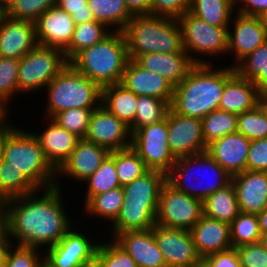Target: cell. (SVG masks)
<instances>
[{"label":"cell","instance_id":"obj_1","mask_svg":"<svg viewBox=\"0 0 267 267\" xmlns=\"http://www.w3.org/2000/svg\"><path fill=\"white\" fill-rule=\"evenodd\" d=\"M62 190L56 186L38 189L7 201L5 227L12 244L45 251L73 227L64 207Z\"/></svg>","mask_w":267,"mask_h":267},{"label":"cell","instance_id":"obj_2","mask_svg":"<svg viewBox=\"0 0 267 267\" xmlns=\"http://www.w3.org/2000/svg\"><path fill=\"white\" fill-rule=\"evenodd\" d=\"M225 84L226 66L195 64L174 88L170 107L183 116L202 119L219 109Z\"/></svg>","mask_w":267,"mask_h":267},{"label":"cell","instance_id":"obj_3","mask_svg":"<svg viewBox=\"0 0 267 267\" xmlns=\"http://www.w3.org/2000/svg\"><path fill=\"white\" fill-rule=\"evenodd\" d=\"M129 59L146 53H178L183 48L178 19L154 15H134L123 30Z\"/></svg>","mask_w":267,"mask_h":267},{"label":"cell","instance_id":"obj_4","mask_svg":"<svg viewBox=\"0 0 267 267\" xmlns=\"http://www.w3.org/2000/svg\"><path fill=\"white\" fill-rule=\"evenodd\" d=\"M123 32H112L104 40L78 52L69 64L101 89L121 82L129 61Z\"/></svg>","mask_w":267,"mask_h":267},{"label":"cell","instance_id":"obj_5","mask_svg":"<svg viewBox=\"0 0 267 267\" xmlns=\"http://www.w3.org/2000/svg\"><path fill=\"white\" fill-rule=\"evenodd\" d=\"M167 182L176 190L204 201L230 184L232 176L204 152L178 158L167 174Z\"/></svg>","mask_w":267,"mask_h":267},{"label":"cell","instance_id":"obj_6","mask_svg":"<svg viewBox=\"0 0 267 267\" xmlns=\"http://www.w3.org/2000/svg\"><path fill=\"white\" fill-rule=\"evenodd\" d=\"M2 159L21 171L37 189L56 186V170L46 160L33 132L15 127L4 141Z\"/></svg>","mask_w":267,"mask_h":267},{"label":"cell","instance_id":"obj_7","mask_svg":"<svg viewBox=\"0 0 267 267\" xmlns=\"http://www.w3.org/2000/svg\"><path fill=\"white\" fill-rule=\"evenodd\" d=\"M45 90L48 94L46 119L70 108H97L101 104L102 89L69 63Z\"/></svg>","mask_w":267,"mask_h":267},{"label":"cell","instance_id":"obj_8","mask_svg":"<svg viewBox=\"0 0 267 267\" xmlns=\"http://www.w3.org/2000/svg\"><path fill=\"white\" fill-rule=\"evenodd\" d=\"M178 21L182 30L183 48L194 64H212L211 59H204L205 56L214 58L227 55L228 27L210 25L189 11ZM201 55L204 57L201 58Z\"/></svg>","mask_w":267,"mask_h":267},{"label":"cell","instance_id":"obj_9","mask_svg":"<svg viewBox=\"0 0 267 267\" xmlns=\"http://www.w3.org/2000/svg\"><path fill=\"white\" fill-rule=\"evenodd\" d=\"M68 63L63 50L37 45L20 59L19 93L42 91Z\"/></svg>","mask_w":267,"mask_h":267},{"label":"cell","instance_id":"obj_10","mask_svg":"<svg viewBox=\"0 0 267 267\" xmlns=\"http://www.w3.org/2000/svg\"><path fill=\"white\" fill-rule=\"evenodd\" d=\"M131 147L144 161L148 170H156L166 175L176 163L168 143V123L163 121L137 129L132 134Z\"/></svg>","mask_w":267,"mask_h":267},{"label":"cell","instance_id":"obj_11","mask_svg":"<svg viewBox=\"0 0 267 267\" xmlns=\"http://www.w3.org/2000/svg\"><path fill=\"white\" fill-rule=\"evenodd\" d=\"M203 215V201L166 182L161 189L156 224L190 230Z\"/></svg>","mask_w":267,"mask_h":267},{"label":"cell","instance_id":"obj_12","mask_svg":"<svg viewBox=\"0 0 267 267\" xmlns=\"http://www.w3.org/2000/svg\"><path fill=\"white\" fill-rule=\"evenodd\" d=\"M75 225L57 244L45 250L44 267H81L96 257L98 241L89 238L91 234L78 231Z\"/></svg>","mask_w":267,"mask_h":267},{"label":"cell","instance_id":"obj_13","mask_svg":"<svg viewBox=\"0 0 267 267\" xmlns=\"http://www.w3.org/2000/svg\"><path fill=\"white\" fill-rule=\"evenodd\" d=\"M152 231L167 267H191L202 261L190 230L155 224Z\"/></svg>","mask_w":267,"mask_h":267},{"label":"cell","instance_id":"obj_14","mask_svg":"<svg viewBox=\"0 0 267 267\" xmlns=\"http://www.w3.org/2000/svg\"><path fill=\"white\" fill-rule=\"evenodd\" d=\"M166 120L168 143L176 159L206 152L201 119L183 116L170 107Z\"/></svg>","mask_w":267,"mask_h":267},{"label":"cell","instance_id":"obj_15","mask_svg":"<svg viewBox=\"0 0 267 267\" xmlns=\"http://www.w3.org/2000/svg\"><path fill=\"white\" fill-rule=\"evenodd\" d=\"M84 140L99 144L111 152L131 147L132 134L125 123L100 104L91 113Z\"/></svg>","mask_w":267,"mask_h":267},{"label":"cell","instance_id":"obj_16","mask_svg":"<svg viewBox=\"0 0 267 267\" xmlns=\"http://www.w3.org/2000/svg\"><path fill=\"white\" fill-rule=\"evenodd\" d=\"M266 41L267 33L258 17L236 14L235 12L231 18L227 36V54L230 55L231 53L235 58L234 64L231 66L235 67L243 58Z\"/></svg>","mask_w":267,"mask_h":267},{"label":"cell","instance_id":"obj_17","mask_svg":"<svg viewBox=\"0 0 267 267\" xmlns=\"http://www.w3.org/2000/svg\"><path fill=\"white\" fill-rule=\"evenodd\" d=\"M109 154L107 148L80 139L69 158L56 171V187H62L60 179L64 176L82 183L96 171Z\"/></svg>","mask_w":267,"mask_h":267},{"label":"cell","instance_id":"obj_18","mask_svg":"<svg viewBox=\"0 0 267 267\" xmlns=\"http://www.w3.org/2000/svg\"><path fill=\"white\" fill-rule=\"evenodd\" d=\"M34 25L38 45L63 51L70 45L75 29L72 16L58 5L42 13Z\"/></svg>","mask_w":267,"mask_h":267},{"label":"cell","instance_id":"obj_19","mask_svg":"<svg viewBox=\"0 0 267 267\" xmlns=\"http://www.w3.org/2000/svg\"><path fill=\"white\" fill-rule=\"evenodd\" d=\"M38 45L34 22L7 14L0 23V57L21 59Z\"/></svg>","mask_w":267,"mask_h":267},{"label":"cell","instance_id":"obj_20","mask_svg":"<svg viewBox=\"0 0 267 267\" xmlns=\"http://www.w3.org/2000/svg\"><path fill=\"white\" fill-rule=\"evenodd\" d=\"M120 84L137 96H153L172 103L174 87L166 78L142 68L134 59L128 61Z\"/></svg>","mask_w":267,"mask_h":267},{"label":"cell","instance_id":"obj_21","mask_svg":"<svg viewBox=\"0 0 267 267\" xmlns=\"http://www.w3.org/2000/svg\"><path fill=\"white\" fill-rule=\"evenodd\" d=\"M240 212L259 214L267 208V172L245 170L232 176Z\"/></svg>","mask_w":267,"mask_h":267},{"label":"cell","instance_id":"obj_22","mask_svg":"<svg viewBox=\"0 0 267 267\" xmlns=\"http://www.w3.org/2000/svg\"><path fill=\"white\" fill-rule=\"evenodd\" d=\"M251 141L239 132L228 134L207 146L206 152L231 176L246 170Z\"/></svg>","mask_w":267,"mask_h":267},{"label":"cell","instance_id":"obj_23","mask_svg":"<svg viewBox=\"0 0 267 267\" xmlns=\"http://www.w3.org/2000/svg\"><path fill=\"white\" fill-rule=\"evenodd\" d=\"M261 91L251 82L242 78L232 66H226V84L222 93L219 110L241 114L257 106Z\"/></svg>","mask_w":267,"mask_h":267},{"label":"cell","instance_id":"obj_24","mask_svg":"<svg viewBox=\"0 0 267 267\" xmlns=\"http://www.w3.org/2000/svg\"><path fill=\"white\" fill-rule=\"evenodd\" d=\"M113 240L135 260L138 267H167L152 228L120 233Z\"/></svg>","mask_w":267,"mask_h":267},{"label":"cell","instance_id":"obj_25","mask_svg":"<svg viewBox=\"0 0 267 267\" xmlns=\"http://www.w3.org/2000/svg\"><path fill=\"white\" fill-rule=\"evenodd\" d=\"M47 122L44 130H41L42 133L33 134L38 139L46 160L57 171L69 158L80 138L61 127L52 118H48Z\"/></svg>","mask_w":267,"mask_h":267},{"label":"cell","instance_id":"obj_26","mask_svg":"<svg viewBox=\"0 0 267 267\" xmlns=\"http://www.w3.org/2000/svg\"><path fill=\"white\" fill-rule=\"evenodd\" d=\"M135 61L144 69L166 78L175 88L187 76L195 65L186 51L178 53H146L139 55Z\"/></svg>","mask_w":267,"mask_h":267},{"label":"cell","instance_id":"obj_27","mask_svg":"<svg viewBox=\"0 0 267 267\" xmlns=\"http://www.w3.org/2000/svg\"><path fill=\"white\" fill-rule=\"evenodd\" d=\"M198 255L204 257L232 248L229 224L204 214L190 229Z\"/></svg>","mask_w":267,"mask_h":267},{"label":"cell","instance_id":"obj_28","mask_svg":"<svg viewBox=\"0 0 267 267\" xmlns=\"http://www.w3.org/2000/svg\"><path fill=\"white\" fill-rule=\"evenodd\" d=\"M167 175L156 170H148L142 176L123 186L124 203L136 205H158L162 186Z\"/></svg>","mask_w":267,"mask_h":267},{"label":"cell","instance_id":"obj_29","mask_svg":"<svg viewBox=\"0 0 267 267\" xmlns=\"http://www.w3.org/2000/svg\"><path fill=\"white\" fill-rule=\"evenodd\" d=\"M158 205L123 204L110 230L113 239L127 231H146L156 224Z\"/></svg>","mask_w":267,"mask_h":267},{"label":"cell","instance_id":"obj_30","mask_svg":"<svg viewBox=\"0 0 267 267\" xmlns=\"http://www.w3.org/2000/svg\"><path fill=\"white\" fill-rule=\"evenodd\" d=\"M138 96L120 83L102 88L101 104L130 127L134 123Z\"/></svg>","mask_w":267,"mask_h":267},{"label":"cell","instance_id":"obj_31","mask_svg":"<svg viewBox=\"0 0 267 267\" xmlns=\"http://www.w3.org/2000/svg\"><path fill=\"white\" fill-rule=\"evenodd\" d=\"M95 21L105 24L113 32H123L134 16L124 0H87Z\"/></svg>","mask_w":267,"mask_h":267},{"label":"cell","instance_id":"obj_32","mask_svg":"<svg viewBox=\"0 0 267 267\" xmlns=\"http://www.w3.org/2000/svg\"><path fill=\"white\" fill-rule=\"evenodd\" d=\"M234 185L231 182L224 188L214 192L203 201V214L227 224L239 214Z\"/></svg>","mask_w":267,"mask_h":267},{"label":"cell","instance_id":"obj_33","mask_svg":"<svg viewBox=\"0 0 267 267\" xmlns=\"http://www.w3.org/2000/svg\"><path fill=\"white\" fill-rule=\"evenodd\" d=\"M235 10V0H190L189 12L217 27H229Z\"/></svg>","mask_w":267,"mask_h":267},{"label":"cell","instance_id":"obj_34","mask_svg":"<svg viewBox=\"0 0 267 267\" xmlns=\"http://www.w3.org/2000/svg\"><path fill=\"white\" fill-rule=\"evenodd\" d=\"M113 31L95 20L75 25L70 45L64 50L69 62L78 52L104 40Z\"/></svg>","mask_w":267,"mask_h":267},{"label":"cell","instance_id":"obj_35","mask_svg":"<svg viewBox=\"0 0 267 267\" xmlns=\"http://www.w3.org/2000/svg\"><path fill=\"white\" fill-rule=\"evenodd\" d=\"M123 186L100 193L92 197L85 205L84 212L92 218L96 216L113 223L119 215L120 209L124 203Z\"/></svg>","mask_w":267,"mask_h":267},{"label":"cell","instance_id":"obj_36","mask_svg":"<svg viewBox=\"0 0 267 267\" xmlns=\"http://www.w3.org/2000/svg\"><path fill=\"white\" fill-rule=\"evenodd\" d=\"M83 183L87 184L84 205L95 195L120 187L115 169V151H111L96 171Z\"/></svg>","mask_w":267,"mask_h":267},{"label":"cell","instance_id":"obj_37","mask_svg":"<svg viewBox=\"0 0 267 267\" xmlns=\"http://www.w3.org/2000/svg\"><path fill=\"white\" fill-rule=\"evenodd\" d=\"M235 71L260 91L267 86V41L243 58Z\"/></svg>","mask_w":267,"mask_h":267},{"label":"cell","instance_id":"obj_38","mask_svg":"<svg viewBox=\"0 0 267 267\" xmlns=\"http://www.w3.org/2000/svg\"><path fill=\"white\" fill-rule=\"evenodd\" d=\"M134 123L129 127L131 134L137 129L163 121L170 109V104L162 99L142 95L138 96Z\"/></svg>","mask_w":267,"mask_h":267},{"label":"cell","instance_id":"obj_39","mask_svg":"<svg viewBox=\"0 0 267 267\" xmlns=\"http://www.w3.org/2000/svg\"><path fill=\"white\" fill-rule=\"evenodd\" d=\"M238 114L215 110L202 118V130L205 146L225 135L237 132Z\"/></svg>","mask_w":267,"mask_h":267},{"label":"cell","instance_id":"obj_40","mask_svg":"<svg viewBox=\"0 0 267 267\" xmlns=\"http://www.w3.org/2000/svg\"><path fill=\"white\" fill-rule=\"evenodd\" d=\"M37 190L21 171L0 159V193L7 200L34 193Z\"/></svg>","mask_w":267,"mask_h":267},{"label":"cell","instance_id":"obj_41","mask_svg":"<svg viewBox=\"0 0 267 267\" xmlns=\"http://www.w3.org/2000/svg\"><path fill=\"white\" fill-rule=\"evenodd\" d=\"M232 248L256 243L261 240L257 214L239 212L229 225Z\"/></svg>","mask_w":267,"mask_h":267},{"label":"cell","instance_id":"obj_42","mask_svg":"<svg viewBox=\"0 0 267 267\" xmlns=\"http://www.w3.org/2000/svg\"><path fill=\"white\" fill-rule=\"evenodd\" d=\"M115 169L121 186L131 183L148 171L144 161L132 147L115 151Z\"/></svg>","mask_w":267,"mask_h":267},{"label":"cell","instance_id":"obj_43","mask_svg":"<svg viewBox=\"0 0 267 267\" xmlns=\"http://www.w3.org/2000/svg\"><path fill=\"white\" fill-rule=\"evenodd\" d=\"M19 64L20 59L0 57V105L6 110H9L13 96L21 95L18 89Z\"/></svg>","mask_w":267,"mask_h":267},{"label":"cell","instance_id":"obj_44","mask_svg":"<svg viewBox=\"0 0 267 267\" xmlns=\"http://www.w3.org/2000/svg\"><path fill=\"white\" fill-rule=\"evenodd\" d=\"M96 108H70L57 113L52 119L68 132L84 139L89 125L91 113Z\"/></svg>","mask_w":267,"mask_h":267},{"label":"cell","instance_id":"obj_45","mask_svg":"<svg viewBox=\"0 0 267 267\" xmlns=\"http://www.w3.org/2000/svg\"><path fill=\"white\" fill-rule=\"evenodd\" d=\"M237 132L247 137L250 141L267 138V120L258 106L238 114Z\"/></svg>","mask_w":267,"mask_h":267},{"label":"cell","instance_id":"obj_46","mask_svg":"<svg viewBox=\"0 0 267 267\" xmlns=\"http://www.w3.org/2000/svg\"><path fill=\"white\" fill-rule=\"evenodd\" d=\"M102 267H138L135 260L113 239L99 243L95 257Z\"/></svg>","mask_w":267,"mask_h":267},{"label":"cell","instance_id":"obj_47","mask_svg":"<svg viewBox=\"0 0 267 267\" xmlns=\"http://www.w3.org/2000/svg\"><path fill=\"white\" fill-rule=\"evenodd\" d=\"M44 250L14 245L8 248L4 267H44Z\"/></svg>","mask_w":267,"mask_h":267},{"label":"cell","instance_id":"obj_48","mask_svg":"<svg viewBox=\"0 0 267 267\" xmlns=\"http://www.w3.org/2000/svg\"><path fill=\"white\" fill-rule=\"evenodd\" d=\"M55 5L57 0H20L6 14L14 19L34 22L42 13Z\"/></svg>","mask_w":267,"mask_h":267},{"label":"cell","instance_id":"obj_49","mask_svg":"<svg viewBox=\"0 0 267 267\" xmlns=\"http://www.w3.org/2000/svg\"><path fill=\"white\" fill-rule=\"evenodd\" d=\"M235 249L242 267H267V250L260 241Z\"/></svg>","mask_w":267,"mask_h":267},{"label":"cell","instance_id":"obj_50","mask_svg":"<svg viewBox=\"0 0 267 267\" xmlns=\"http://www.w3.org/2000/svg\"><path fill=\"white\" fill-rule=\"evenodd\" d=\"M190 0H151V15L179 19L189 11Z\"/></svg>","mask_w":267,"mask_h":267},{"label":"cell","instance_id":"obj_51","mask_svg":"<svg viewBox=\"0 0 267 267\" xmlns=\"http://www.w3.org/2000/svg\"><path fill=\"white\" fill-rule=\"evenodd\" d=\"M246 170L267 172V138L251 141Z\"/></svg>","mask_w":267,"mask_h":267},{"label":"cell","instance_id":"obj_52","mask_svg":"<svg viewBox=\"0 0 267 267\" xmlns=\"http://www.w3.org/2000/svg\"><path fill=\"white\" fill-rule=\"evenodd\" d=\"M57 5L72 16L75 25L94 20L87 0H57Z\"/></svg>","mask_w":267,"mask_h":267},{"label":"cell","instance_id":"obj_53","mask_svg":"<svg viewBox=\"0 0 267 267\" xmlns=\"http://www.w3.org/2000/svg\"><path fill=\"white\" fill-rule=\"evenodd\" d=\"M202 261L207 267H242L235 248L208 255Z\"/></svg>","mask_w":267,"mask_h":267},{"label":"cell","instance_id":"obj_54","mask_svg":"<svg viewBox=\"0 0 267 267\" xmlns=\"http://www.w3.org/2000/svg\"><path fill=\"white\" fill-rule=\"evenodd\" d=\"M235 8L236 13L258 17L267 11V0H235Z\"/></svg>","mask_w":267,"mask_h":267},{"label":"cell","instance_id":"obj_55","mask_svg":"<svg viewBox=\"0 0 267 267\" xmlns=\"http://www.w3.org/2000/svg\"><path fill=\"white\" fill-rule=\"evenodd\" d=\"M133 15H151V0H124Z\"/></svg>","mask_w":267,"mask_h":267},{"label":"cell","instance_id":"obj_56","mask_svg":"<svg viewBox=\"0 0 267 267\" xmlns=\"http://www.w3.org/2000/svg\"><path fill=\"white\" fill-rule=\"evenodd\" d=\"M8 113V110H6L0 116V159L2 158L3 154L4 141L7 135L15 128V125H12L11 122L7 120L9 118Z\"/></svg>","mask_w":267,"mask_h":267},{"label":"cell","instance_id":"obj_57","mask_svg":"<svg viewBox=\"0 0 267 267\" xmlns=\"http://www.w3.org/2000/svg\"><path fill=\"white\" fill-rule=\"evenodd\" d=\"M11 244L6 227L0 228V267H4L5 256Z\"/></svg>","mask_w":267,"mask_h":267},{"label":"cell","instance_id":"obj_58","mask_svg":"<svg viewBox=\"0 0 267 267\" xmlns=\"http://www.w3.org/2000/svg\"><path fill=\"white\" fill-rule=\"evenodd\" d=\"M7 199L0 193V228L6 225Z\"/></svg>","mask_w":267,"mask_h":267},{"label":"cell","instance_id":"obj_59","mask_svg":"<svg viewBox=\"0 0 267 267\" xmlns=\"http://www.w3.org/2000/svg\"><path fill=\"white\" fill-rule=\"evenodd\" d=\"M261 234L267 233V208L257 214Z\"/></svg>","mask_w":267,"mask_h":267},{"label":"cell","instance_id":"obj_60","mask_svg":"<svg viewBox=\"0 0 267 267\" xmlns=\"http://www.w3.org/2000/svg\"><path fill=\"white\" fill-rule=\"evenodd\" d=\"M257 106L260 108V110L262 111L267 120V99L262 94L258 99Z\"/></svg>","mask_w":267,"mask_h":267},{"label":"cell","instance_id":"obj_61","mask_svg":"<svg viewBox=\"0 0 267 267\" xmlns=\"http://www.w3.org/2000/svg\"><path fill=\"white\" fill-rule=\"evenodd\" d=\"M20 0H1V7L7 13Z\"/></svg>","mask_w":267,"mask_h":267},{"label":"cell","instance_id":"obj_62","mask_svg":"<svg viewBox=\"0 0 267 267\" xmlns=\"http://www.w3.org/2000/svg\"><path fill=\"white\" fill-rule=\"evenodd\" d=\"M81 267H102V266L101 263L96 258H94L93 260L82 264Z\"/></svg>","mask_w":267,"mask_h":267},{"label":"cell","instance_id":"obj_63","mask_svg":"<svg viewBox=\"0 0 267 267\" xmlns=\"http://www.w3.org/2000/svg\"><path fill=\"white\" fill-rule=\"evenodd\" d=\"M258 18L262 24V27L264 28V30L267 33V11L262 13L261 15H259Z\"/></svg>","mask_w":267,"mask_h":267},{"label":"cell","instance_id":"obj_64","mask_svg":"<svg viewBox=\"0 0 267 267\" xmlns=\"http://www.w3.org/2000/svg\"><path fill=\"white\" fill-rule=\"evenodd\" d=\"M263 247L267 250V233L261 235V240Z\"/></svg>","mask_w":267,"mask_h":267},{"label":"cell","instance_id":"obj_65","mask_svg":"<svg viewBox=\"0 0 267 267\" xmlns=\"http://www.w3.org/2000/svg\"><path fill=\"white\" fill-rule=\"evenodd\" d=\"M6 15V13L4 12V10L2 9V7L0 6V23L3 19V17Z\"/></svg>","mask_w":267,"mask_h":267},{"label":"cell","instance_id":"obj_66","mask_svg":"<svg viewBox=\"0 0 267 267\" xmlns=\"http://www.w3.org/2000/svg\"><path fill=\"white\" fill-rule=\"evenodd\" d=\"M191 267H207V266L203 261H201L199 264L191 266Z\"/></svg>","mask_w":267,"mask_h":267},{"label":"cell","instance_id":"obj_67","mask_svg":"<svg viewBox=\"0 0 267 267\" xmlns=\"http://www.w3.org/2000/svg\"><path fill=\"white\" fill-rule=\"evenodd\" d=\"M261 94L267 99V86L261 91Z\"/></svg>","mask_w":267,"mask_h":267},{"label":"cell","instance_id":"obj_68","mask_svg":"<svg viewBox=\"0 0 267 267\" xmlns=\"http://www.w3.org/2000/svg\"><path fill=\"white\" fill-rule=\"evenodd\" d=\"M6 111L5 108H3L1 105H0V116Z\"/></svg>","mask_w":267,"mask_h":267}]
</instances>
